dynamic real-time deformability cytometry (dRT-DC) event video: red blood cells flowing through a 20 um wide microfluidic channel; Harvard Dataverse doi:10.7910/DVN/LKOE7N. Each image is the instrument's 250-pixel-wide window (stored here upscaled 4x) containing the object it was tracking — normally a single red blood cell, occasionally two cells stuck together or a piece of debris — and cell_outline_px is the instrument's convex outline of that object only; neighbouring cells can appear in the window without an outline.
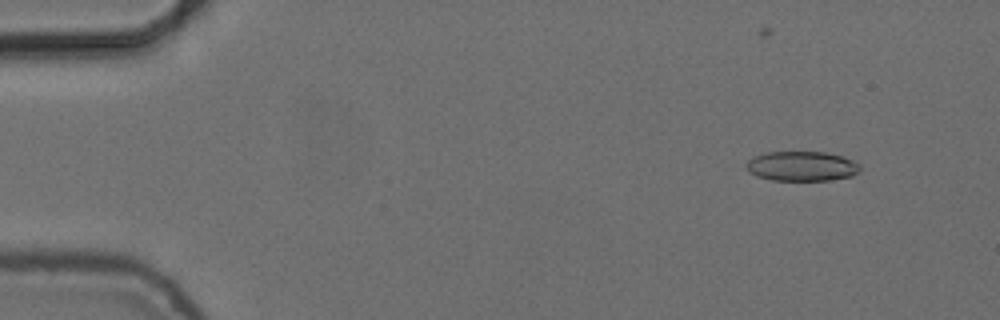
{"species": "common noctule bat (a hibernating species)", "species_latin": "Nyctalus noctula", "temperature_condition": "cold", "stored_images_in_passage": 13, "camera_frame_rate_fps": 3000, "um_per_image_px": 0.085, "animal": {"sex": "female", "body_mass_g": 24.6, "forearm_length_mm": 56.2}, "frame": {"image": 1, "passage_image": 6, "time_ms": 1.667, "image_size_px": [1000, 320], "cell_outline_px": [[860, 168], [852, 176], [828, 180], [772, 180], [756, 176], [748, 172], [744, 164], [752, 156], [768, 152], [824, 152], [844, 156], [860, 164]], "centroid_in_image_um": [68.1, 14.12], "position_along_channel_um": 16.9, "area_um2": 19.83}}